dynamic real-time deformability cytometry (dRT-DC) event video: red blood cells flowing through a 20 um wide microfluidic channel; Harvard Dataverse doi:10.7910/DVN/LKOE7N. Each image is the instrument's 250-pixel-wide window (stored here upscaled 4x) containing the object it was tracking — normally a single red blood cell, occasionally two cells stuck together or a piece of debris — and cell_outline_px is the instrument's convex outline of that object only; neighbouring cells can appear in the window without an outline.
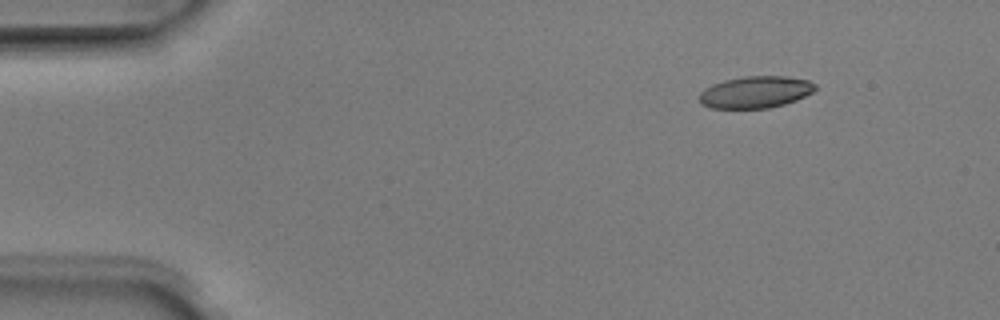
{"species": "Egyptian fruit bat (a non-hibernating species)", "species_latin": "Rousettus aegyptiacus", "temperature_condition": "room temperature", "stored_images_in_passage": 4, "camera_frame_rate_fps": 3000, "um_per_image_px": 0.085, "animal": {"sex": "male"}, "frame": {"image": 1, "passage_image": 2, "time_ms": 0.333, "image_size_px": [1000, 320], "cell_outline_px": [[816, 88], [812, 92], [796, 100], [784, 104], [768, 108], [712, 108], [700, 104], [700, 92], [704, 88], [712, 84], [724, 80], [744, 76], [784, 76], [808, 80], [816, 84]], "centroid_in_image_um": [64.2, 7.82], "position_along_channel_um": 20.8, "area_um2": 21.5}}